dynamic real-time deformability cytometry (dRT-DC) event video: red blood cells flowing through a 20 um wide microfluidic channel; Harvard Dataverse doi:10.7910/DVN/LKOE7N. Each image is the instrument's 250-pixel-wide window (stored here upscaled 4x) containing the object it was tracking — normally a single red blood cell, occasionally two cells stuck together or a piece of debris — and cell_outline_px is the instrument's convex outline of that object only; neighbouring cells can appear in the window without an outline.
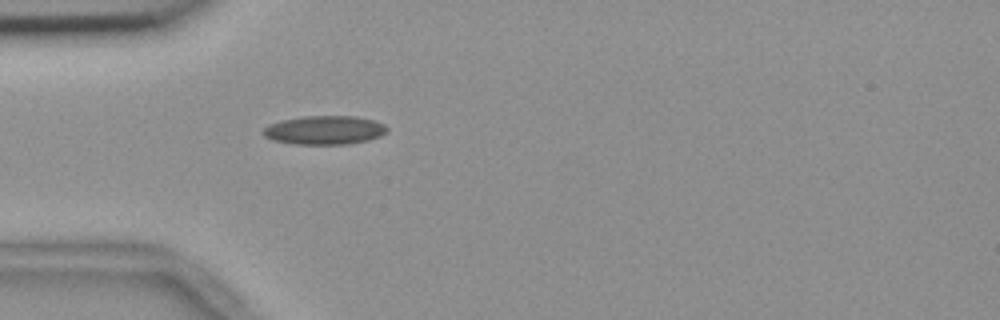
{"species": "common noctule bat (a hibernating species)", "species_latin": "Nyctalus noctula", "temperature_condition": "room temperature", "stored_images_in_passage": 40, "camera_frame_rate_fps": 3000, "um_per_image_px": 0.085, "animal": {"sex": "female", "body_mass_g": 18.4}, "frame": {"image": 1, "passage_image": 1, "time_ms": 0.0, "image_size_px": [1000, 320], "cell_outline_px": [[388, 132], [380, 136], [368, 140], [348, 144], [296, 144], [272, 140], [264, 136], [264, 128], [268, 124], [284, 120], [304, 116], [356, 116], [372, 120], [384, 124], [388, 128]], "centroid_in_image_um": [27.61, 11.06], "position_along_channel_um": 57.4, "area_um2": 20.69}}
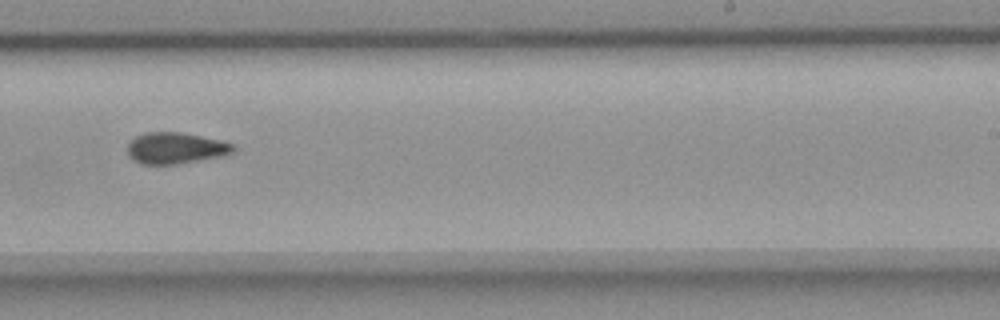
{"frame": {"image": 2, "passage_image": 19, "time_ms": 6.0, "image_size_px": [1000, 320], "cell_outline_px": [[236, 148], [232, 152], [220, 156], [176, 164], [140, 164], [132, 160], [128, 156], [128, 144], [136, 136], [148, 132], [180, 132], [220, 140], [232, 144]], "centroid_in_image_um": [14.88, 12.59], "position_along_channel_um": 274.1, "area_um2": 19.07}}
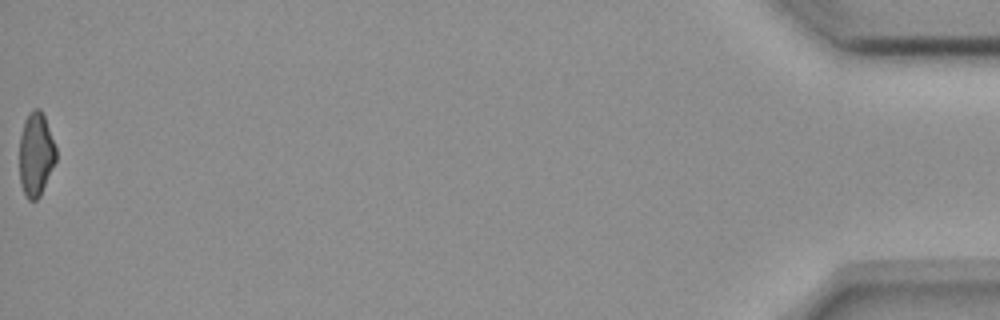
{"frame": {"image": 3, "passage_image": 40, "time_ms": 13.0, "image_size_px": [1000, 320], "cell_outline_px": [[56, 160], [40, 196], [36, 200], [28, 200], [20, 184], [20, 136], [24, 120], [28, 112], [32, 108], [40, 108], [44, 116], [56, 148]], "centroid_in_image_um": [3.04, 13.09], "position_along_channel_um": 432.2, "area_um2": 17.8}, "authors_computed_cell_mechanics": {"area_um2": 19.1029, "velocity_mm_per_s": 3.6927, "shape_relaxation_time_tau1_ms": null, "shape_relaxation_time_tau2_ms": 2.6095, "deformation_change_tau1": null, "deformation_change_tau2": 0.0875}}